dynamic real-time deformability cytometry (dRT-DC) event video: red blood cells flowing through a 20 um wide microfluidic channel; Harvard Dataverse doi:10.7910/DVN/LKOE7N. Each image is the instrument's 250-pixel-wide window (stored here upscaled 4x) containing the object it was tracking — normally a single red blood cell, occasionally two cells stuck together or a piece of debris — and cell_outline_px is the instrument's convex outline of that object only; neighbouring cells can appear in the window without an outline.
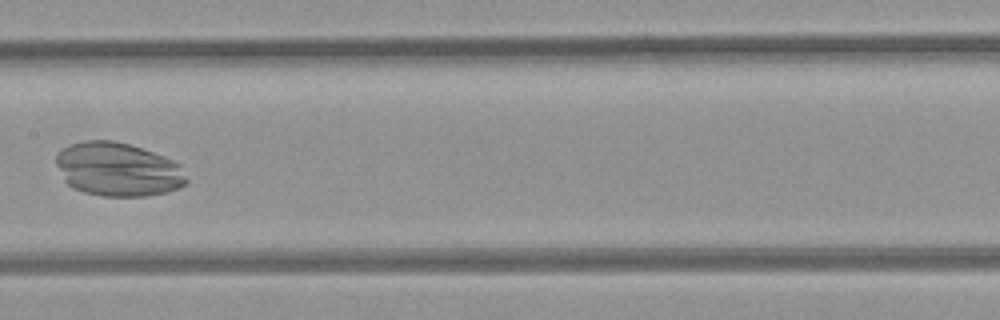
{"species": "common noctule bat (a hibernating species)", "species_latin": "Nyctalus noctula", "temperature_condition": "room temperature", "stored_images_in_passage": 8, "camera_frame_rate_fps": 3000, "um_per_image_px": 0.085, "animal": {"sex": "female", "body_mass_g": 21.9}, "frame": {"image": 1, "passage_image": 7, "time_ms": 2.0, "image_size_px": [1000, 320], "cell_outline_px": [[188, 180], [180, 188], [168, 192], [144, 196], [104, 196], [84, 192], [72, 188], [64, 180], [56, 164], [56, 156], [64, 148], [72, 144], [84, 140], [112, 140], [128, 144], [152, 152], [172, 160], [180, 164]], "centroid_in_image_um": [10.03, 14.41], "position_along_channel_um": 197.4, "area_um2": 40.69}}
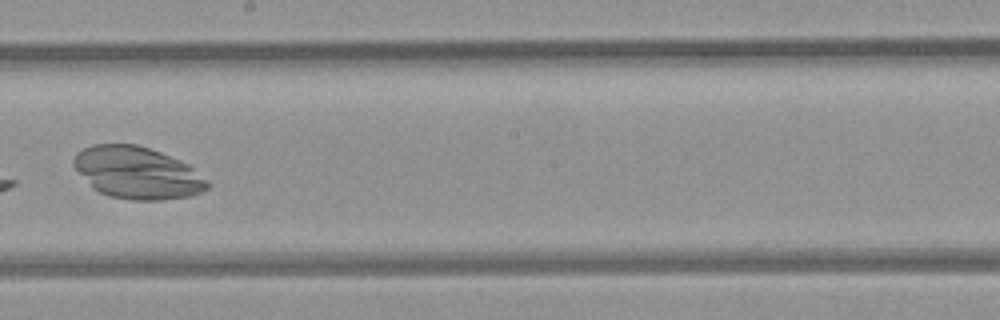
{"frame": {"image": 2, "passage_image": 8, "time_ms": 2.333, "image_size_px": [1000, 320], "cell_outline_px": [[212, 184], [208, 188], [192, 196], [160, 200], [132, 200], [108, 196], [92, 188], [72, 164], [72, 160], [76, 152], [92, 144], [136, 144], [160, 152], [188, 164], [208, 180]], "centroid_in_image_um": [11.66, 14.69], "position_along_channel_um": 236.5, "area_um2": 40.63}}